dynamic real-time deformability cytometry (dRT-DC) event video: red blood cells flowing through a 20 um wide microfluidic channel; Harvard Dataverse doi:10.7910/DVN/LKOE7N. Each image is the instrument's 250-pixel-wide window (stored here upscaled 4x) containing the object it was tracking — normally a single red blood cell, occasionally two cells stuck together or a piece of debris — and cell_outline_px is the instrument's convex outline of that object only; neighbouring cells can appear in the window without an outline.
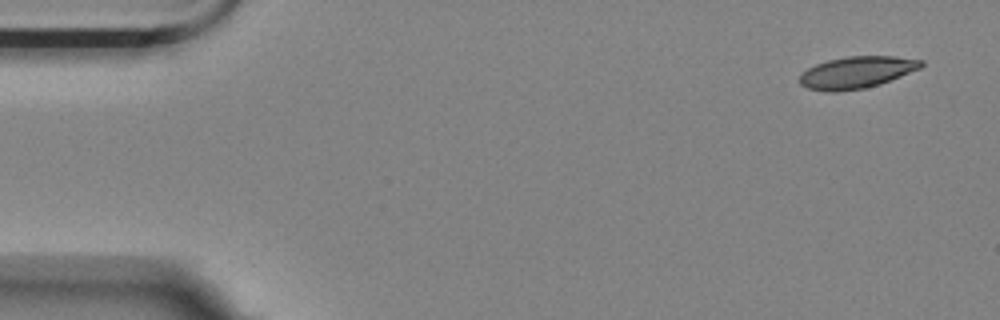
{"species": "Egyptian fruit bat (a non-hibernating species)", "species_latin": "Rousettus aegyptiacus", "temperature_condition": "room temperature", "stored_images_in_passage": 4, "camera_frame_rate_fps": 3000, "um_per_image_px": 0.085, "animal": {"sex": "female"}, "frame": {"image": 1, "passage_image": 1, "time_ms": 0.0, "image_size_px": [1000, 320], "cell_outline_px": [[924, 64], [920, 68], [880, 84], [864, 88], [836, 92], [828, 92], [808, 88], [800, 84], [800, 72], [816, 64], [828, 60], [848, 56], [896, 56], [924, 60]], "centroid_in_image_um": [72.81, 6.15], "position_along_channel_um": 12.2, "area_um2": 22.54}}